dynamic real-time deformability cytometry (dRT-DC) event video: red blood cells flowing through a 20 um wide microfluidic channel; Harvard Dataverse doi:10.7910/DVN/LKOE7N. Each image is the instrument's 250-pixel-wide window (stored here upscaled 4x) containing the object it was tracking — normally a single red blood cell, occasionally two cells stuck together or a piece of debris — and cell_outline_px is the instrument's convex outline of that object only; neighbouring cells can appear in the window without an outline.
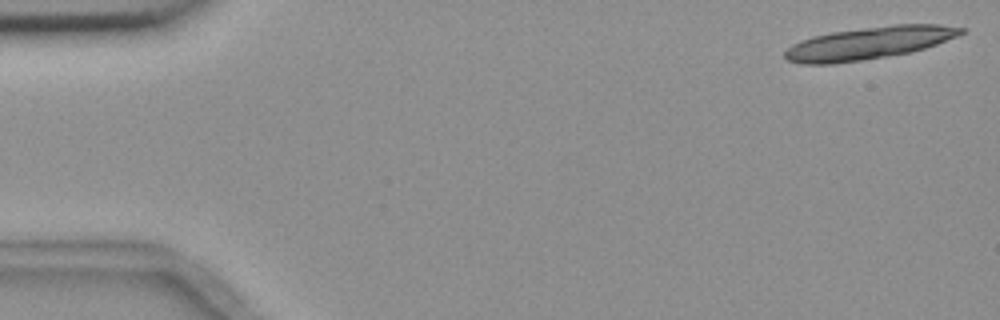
{"species": "common noctule bat (a hibernating species)", "species_latin": "Nyctalus noctula", "temperature_condition": "room temperature", "stored_images_in_passage": 7, "camera_frame_rate_fps": 3000, "um_per_image_px": 0.085, "animal": {"sex": "female", "body_mass_g": 18.4}, "frame": {"image": 1, "passage_image": 1, "time_ms": 0.0, "image_size_px": [1000, 320], "cell_outline_px": [[964, 32], [956, 36], [936, 44], [912, 52], [864, 60], [836, 64], [800, 64], [788, 60], [784, 56], [784, 52], [792, 44], [800, 40], [812, 36], [832, 32], [896, 24], [940, 24], [964, 28]], "centroid_in_image_um": [73.82, 3.67], "position_along_channel_um": 11.2, "area_um2": 33.23}}